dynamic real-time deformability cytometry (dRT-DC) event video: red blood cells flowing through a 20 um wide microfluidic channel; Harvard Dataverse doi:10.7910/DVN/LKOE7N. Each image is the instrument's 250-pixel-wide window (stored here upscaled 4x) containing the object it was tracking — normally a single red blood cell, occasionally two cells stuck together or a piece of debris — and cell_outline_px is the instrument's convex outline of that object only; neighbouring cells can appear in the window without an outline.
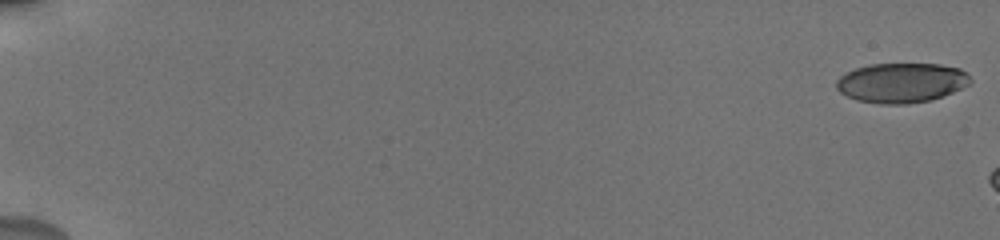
{"species": "human", "species_latin": "Homo sapiens", "temperature_condition": "cold", "stored_images_in_passage": 11, "camera_frame_rate_fps": 3000, "um_per_image_px": 0.085, "donor": {"sex": "male"}, "frame": {"image": 1, "passage_image": 1, "time_ms": 0.0, "image_size_px": [1000, 240], "cell_outline_px": [[972, 80], [968, 84], [952, 92], [932, 100], [908, 104], [880, 104], [856, 100], [840, 92], [836, 88], [836, 80], [840, 76], [856, 68], [868, 64], [940, 64], [960, 68], [968, 72]], "centroid_in_image_um": [76.63, 7.03], "position_along_channel_um": 8.4, "area_um2": 31.15}}